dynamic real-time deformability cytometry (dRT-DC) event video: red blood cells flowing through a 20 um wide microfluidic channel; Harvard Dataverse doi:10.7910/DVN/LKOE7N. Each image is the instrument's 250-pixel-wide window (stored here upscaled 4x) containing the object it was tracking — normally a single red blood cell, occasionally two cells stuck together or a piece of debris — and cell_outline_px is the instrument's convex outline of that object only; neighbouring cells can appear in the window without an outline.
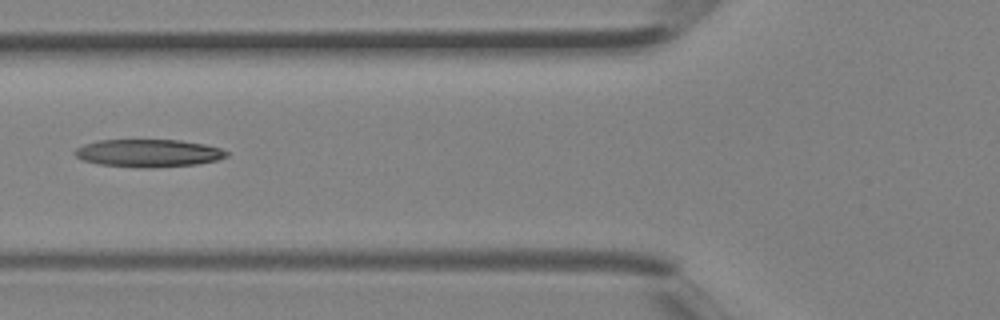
{"species": "Egyptian fruit bat (a non-hibernating species)", "species_latin": "Rousettus aegyptiacus", "temperature_condition": "room temperature", "stored_images_in_passage": 4, "camera_frame_rate_fps": 3000, "um_per_image_px": 0.085, "animal": {"sex": "female"}, "frame": {"image": 1, "passage_image": 4, "time_ms": 1.0, "image_size_px": [1000, 320], "cell_outline_px": [[228, 156], [216, 160], [196, 164], [156, 168], [144, 168], [100, 164], [84, 160], [76, 156], [72, 152], [76, 148], [84, 144], [100, 140], [180, 140], [204, 144], [220, 148], [228, 152]], "centroid_in_image_um": [12.62, 13.01], "position_along_channel_um": 113.2, "area_um2": 24.45}}